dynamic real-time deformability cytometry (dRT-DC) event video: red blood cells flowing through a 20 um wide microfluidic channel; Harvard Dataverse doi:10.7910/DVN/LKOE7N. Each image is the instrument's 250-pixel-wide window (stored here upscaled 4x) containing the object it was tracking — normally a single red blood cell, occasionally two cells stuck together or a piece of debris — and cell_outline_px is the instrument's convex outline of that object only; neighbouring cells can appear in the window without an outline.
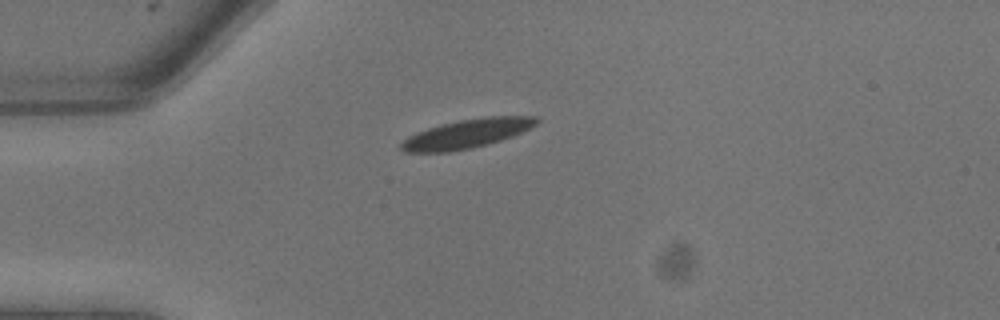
{"species": "common noctule bat (a hibernating species)", "species_latin": "Nyctalus noctula", "temperature_condition": "warm", "stored_images_in_passage": 2, "camera_frame_rate_fps": 3000, "um_per_image_px": 0.085, "animal": {"sex": "male", "body_mass_g": 13.3}, "frame": {"image": 1, "passage_image": 1, "time_ms": 0.0, "image_size_px": [1000, 320], "cell_outline_px": [[540, 120], [536, 124], [512, 136], [500, 140], [472, 148], [448, 152], [404, 152], [400, 148], [400, 144], [408, 136], [416, 132], [440, 124], [460, 120], [484, 116], [536, 116]], "centroid_in_image_um": [39.65, 11.36], "position_along_channel_um": 45.3, "area_um2": 22.72}}